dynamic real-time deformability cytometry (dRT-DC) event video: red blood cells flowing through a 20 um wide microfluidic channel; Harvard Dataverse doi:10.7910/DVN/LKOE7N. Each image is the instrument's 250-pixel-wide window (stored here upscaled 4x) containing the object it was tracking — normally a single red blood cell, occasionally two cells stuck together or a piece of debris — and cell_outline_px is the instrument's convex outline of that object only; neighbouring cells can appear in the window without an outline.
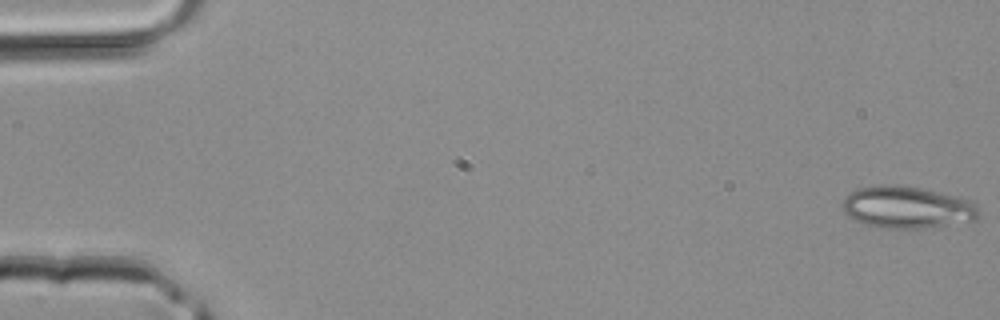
{"species": "common noctule bat (a hibernating species)", "species_latin": "Nyctalus noctula", "temperature_condition": "room temperature", "stored_images_in_passage": 25, "camera_frame_rate_fps": 3000, "um_per_image_px": 0.085, "animal": {"sex": "male", "body_mass_g": 20.4}, "frame": {"image": 1, "passage_image": 1, "time_ms": 0.0, "image_size_px": [1000, 320], "cell_outline_px": [[980, 216], [976, 220], [916, 228], [876, 228], [856, 220], [848, 216], [844, 212], [844, 196], [848, 192], [856, 188], [880, 184], [888, 184], [920, 188], [956, 196], [972, 200], [976, 204], [980, 212]], "centroid_in_image_um": [77.08, 17.61], "position_along_channel_um": 7.9, "area_um2": 33.29}}
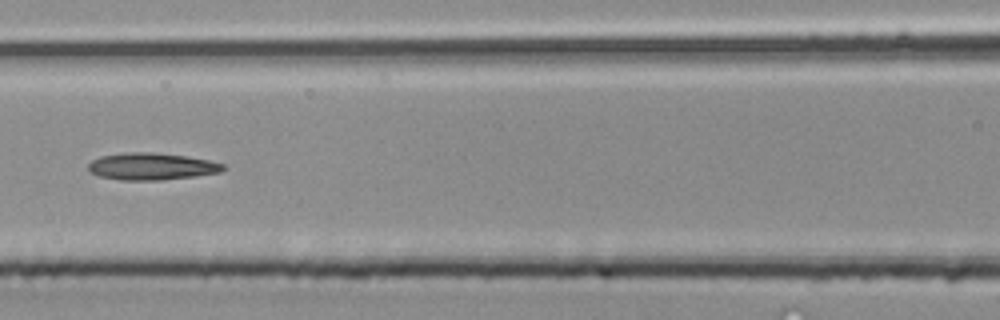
{"frame": {"image": 2, "passage_image": 20, "time_ms": 6.333, "image_size_px": [1000, 320], "cell_outline_px": [[224, 168], [220, 172], [196, 176], [160, 180], [120, 180], [100, 176], [92, 172], [88, 168], [88, 164], [92, 160], [100, 156], [124, 152], [152, 152], [188, 156], [208, 160], [224, 164]], "centroid_in_image_um": [12.88, 14.14], "position_along_channel_um": 153.7, "area_um2": 21.21}}
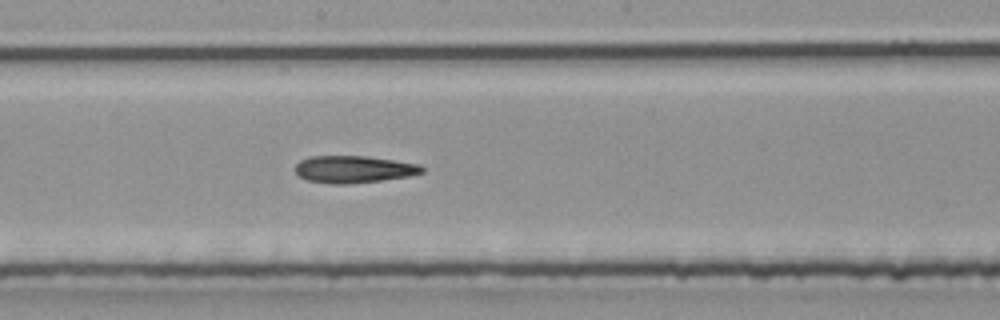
{"frame": {"image": 3, "passage_image": 24, "time_ms": 7.667, "image_size_px": [1000, 320], "cell_outline_px": [[424, 172], [408, 176], [352, 184], [332, 184], [304, 180], [296, 172], [296, 164], [300, 160], [312, 156], [364, 156], [420, 164], [424, 168]], "centroid_in_image_um": [30.05, 14.39], "position_along_channel_um": 218.2, "area_um2": 20.0}}